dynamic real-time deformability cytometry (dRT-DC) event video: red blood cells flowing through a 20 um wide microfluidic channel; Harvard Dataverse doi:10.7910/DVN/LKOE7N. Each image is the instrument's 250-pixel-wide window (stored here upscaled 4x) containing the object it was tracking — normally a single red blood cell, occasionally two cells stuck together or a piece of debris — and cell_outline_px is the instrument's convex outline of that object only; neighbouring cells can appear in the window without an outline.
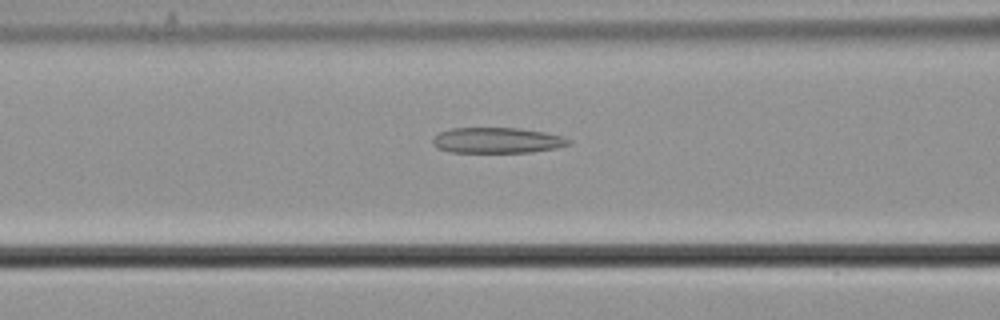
{"species": "common noctule bat (a hibernating species)", "species_latin": "Nyctalus noctula", "temperature_condition": "cold", "stored_images_in_passage": 56, "camera_frame_rate_fps": 3000, "um_per_image_px": 0.085, "animal": {"sex": "male", "body_mass_g": 21.5, "forearm_length_mm": 52.0}, "frame": {"image": 1, "passage_image": 23, "time_ms": 7.333, "image_size_px": [1000, 320], "cell_outline_px": [[572, 144], [556, 148], [532, 152], [452, 152], [436, 148], [432, 144], [432, 140], [440, 132], [448, 128], [520, 128], [544, 132], [564, 136], [572, 140]], "centroid_in_image_um": [42.29, 11.93], "position_along_channel_um": 124.3, "area_um2": 20.46}}
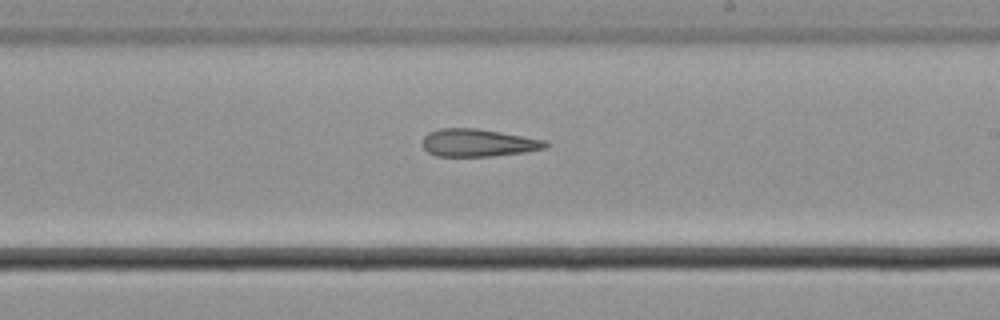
{"frame": {"image": 2, "passage_image": 33, "time_ms": 10.667, "image_size_px": [1000, 320], "cell_outline_px": [[548, 148], [524, 152], [488, 156], [436, 156], [428, 152], [424, 148], [424, 136], [428, 132], [440, 128], [476, 128], [548, 140]], "centroid_in_image_um": [40.67, 12.13], "position_along_channel_um": 248.3, "area_um2": 19.77}}
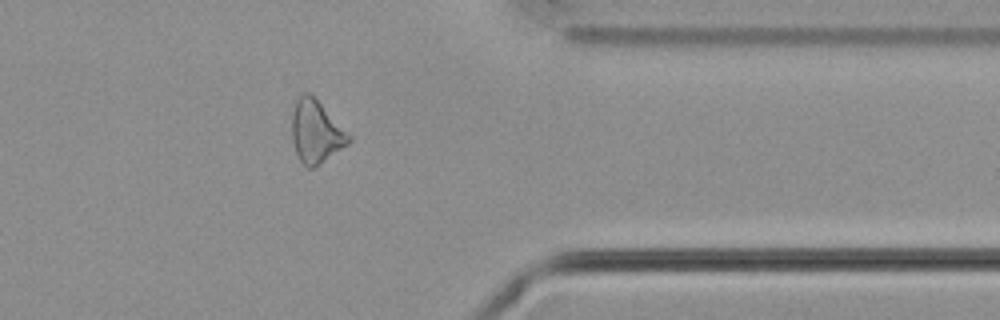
{"frame": {"image": 3, "passage_image": 45, "time_ms": 14.667, "image_size_px": [1000, 320], "cell_outline_px": [[352, 140], [348, 144], [312, 168], [308, 168], [300, 160], [296, 152], [292, 140], [292, 112], [296, 100], [304, 92], [308, 92], [352, 136]], "centroid_in_image_um": [26.85, 11.2], "position_along_channel_um": 384.6, "area_um2": 20.23}, "authors_computed_cell_mechanics": {"area_um2": 21.8484, "velocity_mm_per_s": 3.7256, "shape_relaxation_time_tau1_ms": null, "shape_relaxation_time_tau2_ms": 6.5319, "deformation_change_tau1": null, "deformation_change_tau2": 0.1942}}